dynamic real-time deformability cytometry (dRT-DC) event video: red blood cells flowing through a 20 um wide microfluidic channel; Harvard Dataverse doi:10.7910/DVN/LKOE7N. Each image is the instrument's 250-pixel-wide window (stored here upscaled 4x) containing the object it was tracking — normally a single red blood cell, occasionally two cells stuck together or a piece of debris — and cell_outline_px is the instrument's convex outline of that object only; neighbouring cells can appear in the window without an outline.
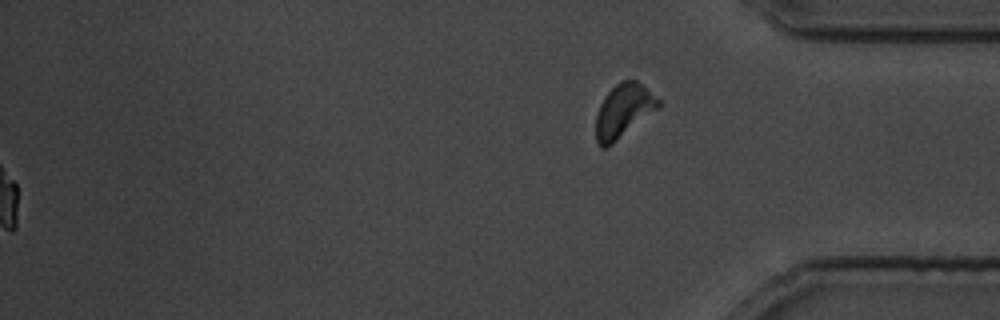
{"species": "common noctule bat (a hibernating species)", "species_latin": "Nyctalus noctula", "temperature_condition": "cold", "stored_images_in_passage": 34, "segment_of_instrument_passage": [2, 2], "camera_frame_rate_fps": 3000, "um_per_image_px": 0.085, "animal": {"sex": "male", "body_mass_g": 19.5, "forearm_length_mm": 54.6}, "frame": {"image": 1, "passage_image": 34, "time_ms": 41.0, "image_size_px": [1000, 320], "cell_outline_px": [[660, 104], [656, 108], [608, 148], [600, 148], [596, 144], [596, 116], [600, 104], [604, 96], [616, 84], [624, 80], [636, 80], [660, 100]], "centroid_in_image_um": [52.93, 9.44], "position_along_channel_um": 382.3, "area_um2": 19.07}}